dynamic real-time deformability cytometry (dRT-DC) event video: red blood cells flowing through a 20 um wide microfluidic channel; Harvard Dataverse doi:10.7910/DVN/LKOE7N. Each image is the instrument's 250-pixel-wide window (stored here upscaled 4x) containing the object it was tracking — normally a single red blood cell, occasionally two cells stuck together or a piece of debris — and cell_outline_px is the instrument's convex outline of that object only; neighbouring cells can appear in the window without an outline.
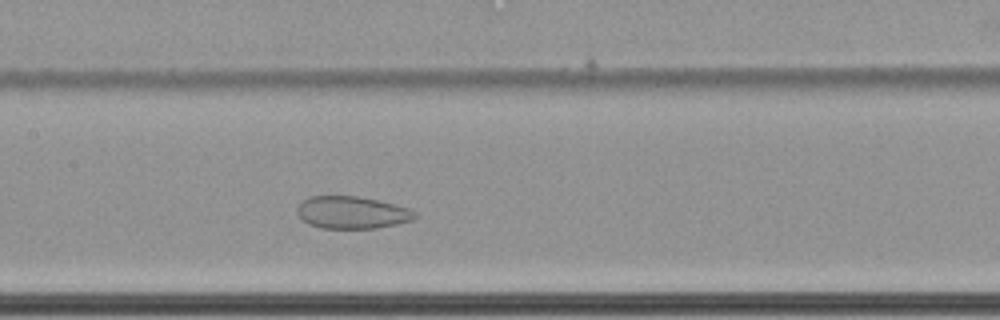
{"species": "common noctule bat (a hibernating species)", "species_latin": "Nyctalus noctula", "temperature_condition": "cold", "stored_images_in_passage": 46, "camera_frame_rate_fps": 3000, "um_per_image_px": 0.085, "animal": {"sex": "female", "body_mass_g": 22.7, "forearm_length_mm": 54.2}, "frame": {"image": 1, "passage_image": 16, "time_ms": 5.0, "image_size_px": [1000, 320], "cell_outline_px": [[416, 216], [412, 220], [396, 224], [376, 228], [320, 228], [308, 224], [300, 216], [296, 208], [308, 196], [360, 196], [380, 200], [408, 208], [416, 212]], "centroid_in_image_um": [29.92, 18.05], "position_along_channel_um": 177.5, "area_um2": 22.14}}
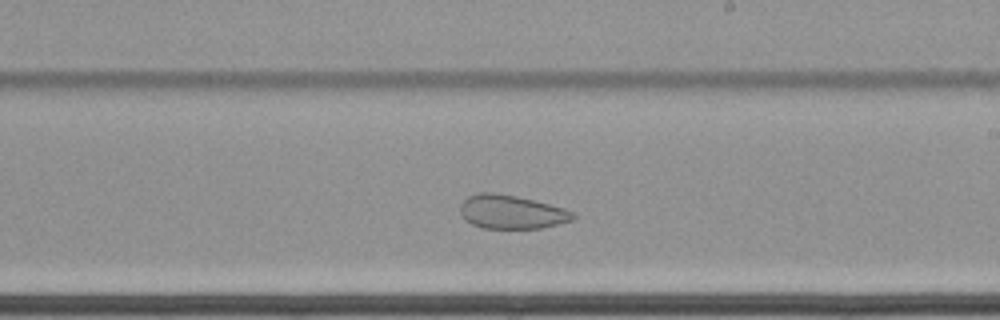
{"frame": {"image": 2, "passage_image": 22, "time_ms": 7.0, "image_size_px": [1000, 320], "cell_outline_px": [[576, 216], [572, 220], [540, 228], [484, 228], [472, 224], [464, 220], [460, 212], [460, 204], [468, 196], [480, 192], [492, 192], [516, 196], [564, 208], [576, 212]], "centroid_in_image_um": [43.45, 18.01], "position_along_channel_um": 245.5, "area_um2": 22.08}}
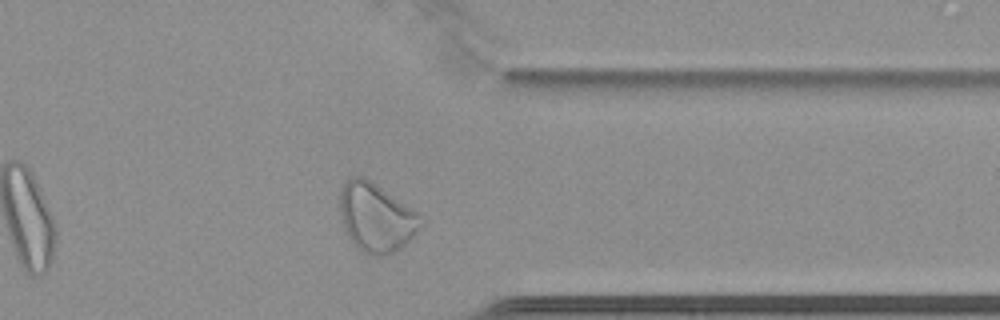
{"frame": {"image": 3, "passage_image": 34, "time_ms": 11.0, "image_size_px": [1000, 320], "cell_outline_px": [[424, 224], [400, 248], [384, 256], [380, 256], [364, 252], [356, 248], [352, 244], [344, 228], [340, 212], [340, 188], [352, 176], [364, 176], [420, 212], [424, 220]], "centroid_in_image_um": [31.99, 18.46], "position_along_channel_um": 379.4, "area_um2": 32.6}, "authors_computed_cell_mechanics": {"area_um2": 28.2064, "velocity_mm_per_s": 3.4038, "shape_relaxation_time_tau1_ms": null, "shape_relaxation_time_tau2_ms": 2.6373, "deformation_change_tau1": null, "deformation_change_tau2": 0.078}}